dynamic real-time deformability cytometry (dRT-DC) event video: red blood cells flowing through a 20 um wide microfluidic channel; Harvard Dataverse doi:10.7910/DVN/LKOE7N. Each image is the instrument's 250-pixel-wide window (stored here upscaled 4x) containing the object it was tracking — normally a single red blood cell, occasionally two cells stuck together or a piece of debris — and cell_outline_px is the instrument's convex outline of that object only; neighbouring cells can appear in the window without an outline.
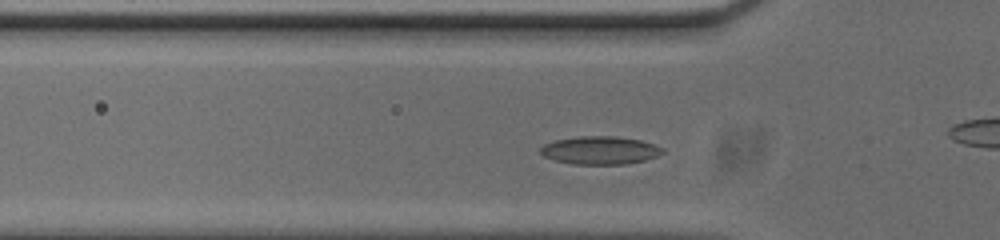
{"species": "common noctule bat (a hibernating species)", "species_latin": "Nyctalus noctula", "temperature_condition": "cold", "stored_images_in_passage": 49, "camera_frame_rate_fps": 3000, "um_per_image_px": 0.085, "animal": {"sex": "male", "body_mass_g": 20.0, "forearm_length_mm": 53.3}, "frame": {"image": 1, "passage_image": 10, "time_ms": 3.0, "image_size_px": [1000, 240], "cell_outline_px": [[664, 152], [656, 156], [644, 160], [628, 164], [576, 164], [556, 160], [544, 156], [540, 152], [540, 148], [544, 144], [556, 140], [580, 136], [616, 136], [640, 140], [664, 148]], "centroid_in_image_um": [51.02, 12.77], "position_along_channel_um": 74.8, "area_um2": 19.77}}
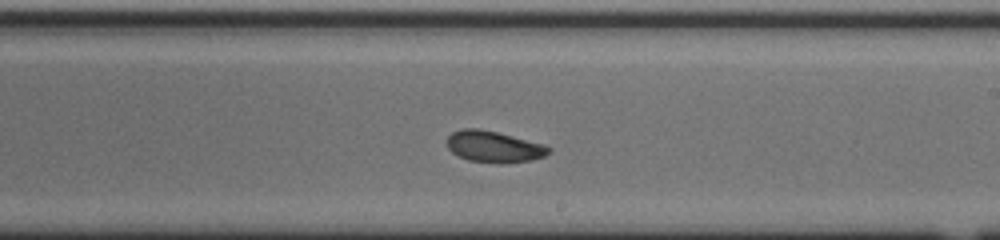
{"frame": {"image": 2, "passage_image": 24, "time_ms": 7.667, "image_size_px": [1000, 240], "cell_outline_px": [[552, 148], [544, 156], [532, 160], [500, 164], [468, 160], [452, 152], [448, 148], [444, 140], [452, 132], [460, 128], [480, 128], [544, 144]], "centroid_in_image_um": [41.94, 12.46], "position_along_channel_um": 247.1, "area_um2": 18.73}}
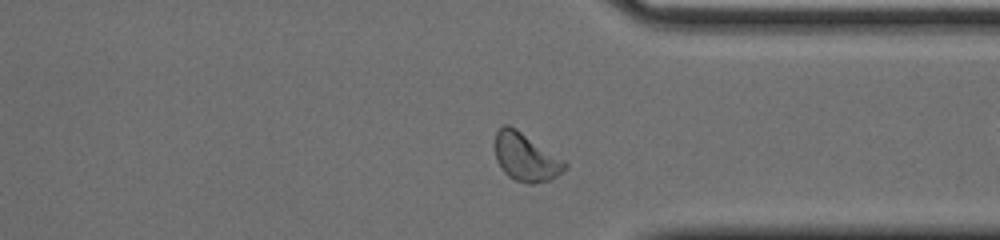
{"frame": {"image": 3, "passage_image": 34, "time_ms": 11.0, "image_size_px": [1000, 240], "cell_outline_px": [[568, 168], [556, 176], [548, 180], [532, 184], [528, 184], [516, 180], [508, 176], [504, 172], [496, 160], [496, 132], [504, 124], [508, 124], [516, 128], [564, 160], [568, 164]], "centroid_in_image_um": [44.7, 13.36], "position_along_channel_um": 366.7, "area_um2": 19.36}, "authors_computed_cell_mechanics": {"area_um2": 18.8428, "velocity_mm_per_s": 3.6837, "shape_relaxation_time_tau1_ms": 5.2443, "shape_relaxation_time_tau2_ms": 8.4831, "deformation_change_tau1": 0.1116, "deformation_change_tau2": 0.1526}}